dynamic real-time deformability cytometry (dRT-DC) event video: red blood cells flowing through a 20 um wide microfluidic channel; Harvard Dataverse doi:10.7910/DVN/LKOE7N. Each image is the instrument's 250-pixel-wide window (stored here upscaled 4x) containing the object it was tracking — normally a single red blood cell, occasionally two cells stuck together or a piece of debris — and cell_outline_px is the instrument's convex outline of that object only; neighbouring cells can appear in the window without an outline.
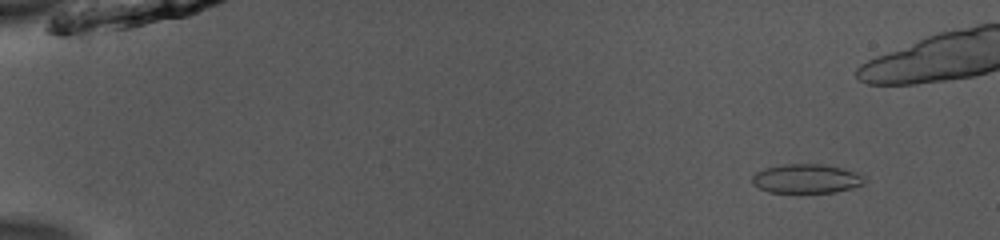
{"species": "common noctule bat (a hibernating species)", "species_latin": "Nyctalus noctula", "temperature_condition": "room temperature", "stored_images_in_passage": 46, "camera_frame_rate_fps": 3000, "um_per_image_px": 0.085, "animal": {"sex": "male", "body_mass_g": 13.0, "forearm_length_mm": 53.1}, "frame": {"image": 1, "passage_image": 5, "time_ms": 1.333, "image_size_px": [1000, 240], "cell_outline_px": [[868, 180], [864, 184], [852, 188], [836, 192], [768, 192], [752, 184], [752, 176], [756, 172], [764, 168], [780, 164], [820, 164], [840, 168], [856, 172], [864, 176]], "centroid_in_image_um": [68.55, 15.18], "position_along_channel_um": 16.5, "area_um2": 19.13}}
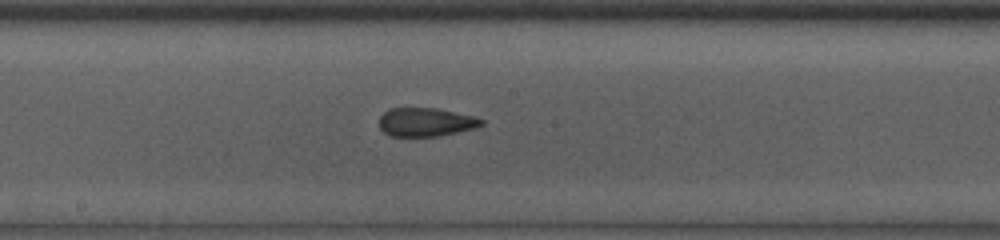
{"frame": {"image": 2, "passage_image": 29, "time_ms": 9.333, "image_size_px": [1000, 240], "cell_outline_px": [[484, 124], [472, 128], [440, 136], [392, 136], [384, 132], [380, 128], [380, 116], [388, 108], [436, 108], [472, 116], [484, 120]], "centroid_in_image_um": [36.16, 10.37], "position_along_channel_um": 212.0, "area_um2": 16.82}}
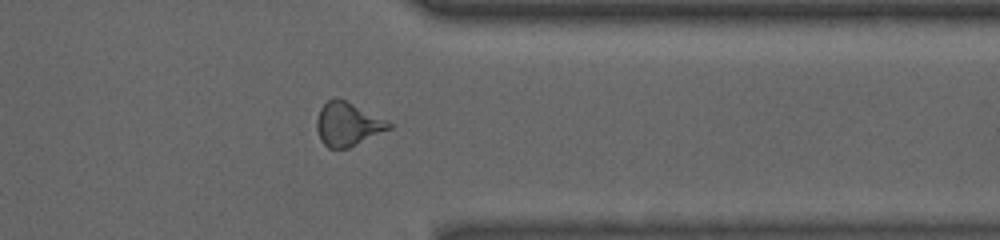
{"frame": {"image": 3, "passage_image": 42, "time_ms": 13.667, "image_size_px": [1000, 240], "cell_outline_px": [[392, 128], [348, 148], [328, 148], [320, 140], [316, 128], [316, 120], [320, 108], [328, 100], [336, 96], [388, 120], [392, 124]], "centroid_in_image_um": [29.54, 10.55], "position_along_channel_um": 381.9, "area_um2": 18.38}}